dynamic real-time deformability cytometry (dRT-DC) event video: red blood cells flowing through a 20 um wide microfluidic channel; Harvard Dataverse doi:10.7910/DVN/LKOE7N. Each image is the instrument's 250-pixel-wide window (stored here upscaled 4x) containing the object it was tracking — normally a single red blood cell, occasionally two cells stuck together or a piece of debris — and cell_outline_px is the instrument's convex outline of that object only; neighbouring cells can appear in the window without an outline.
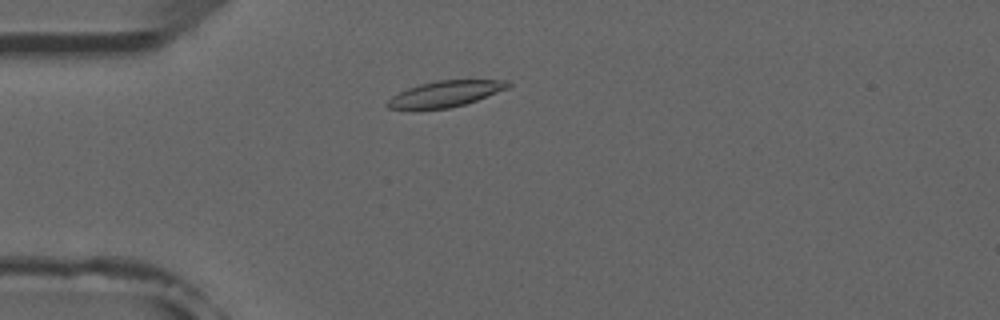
{"species": "common noctule bat (a hibernating species)", "species_latin": "Nyctalus noctula", "temperature_condition": "room temperature", "stored_images_in_passage": 6, "camera_frame_rate_fps": 3000, "um_per_image_px": 0.085, "animal": {"sex": "male", "forearm_length_mm": 52.5}, "frame": {"image": 1, "passage_image": 3, "time_ms": 2.333, "image_size_px": [1000, 320], "cell_outline_px": [[512, 84], [508, 88], [476, 100], [464, 104], [448, 108], [388, 108], [384, 104], [392, 96], [408, 88], [420, 84], [436, 80], [508, 80]], "centroid_in_image_um": [37.88, 7.95], "position_along_channel_um": 47.1, "area_um2": 17.86}}
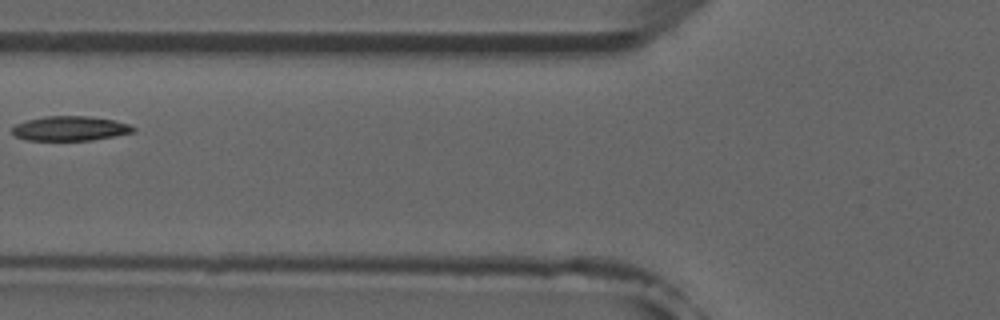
{"frame": {"image": 2, "passage_image": 5, "time_ms": 4.667, "image_size_px": [1000, 320], "cell_outline_px": [[136, 132], [92, 140], [28, 140], [16, 136], [12, 132], [12, 128], [16, 124], [28, 120], [44, 116], [88, 116], [112, 120], [128, 124], [136, 128]], "centroid_in_image_um": [5.98, 10.92], "position_along_channel_um": 119.8, "area_um2": 17.22}}
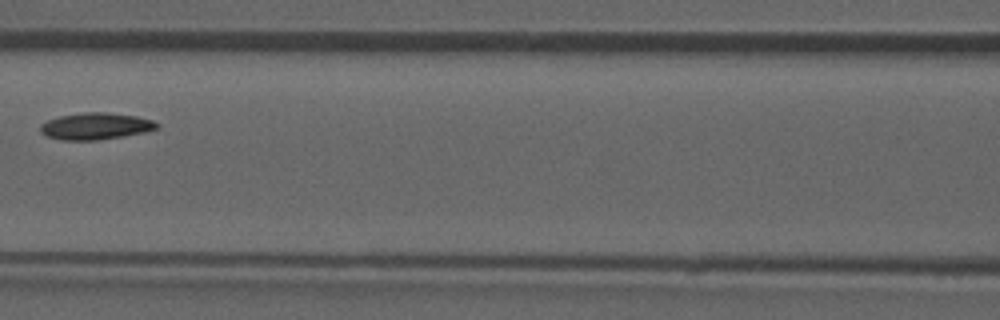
{"frame": {"image": 3, "passage_image": 6, "time_ms": 5.667, "image_size_px": [1000, 320], "cell_outline_px": [[160, 128], [144, 132], [124, 136], [96, 140], [60, 140], [48, 136], [40, 132], [40, 124], [48, 120], [60, 116], [80, 112], [104, 112], [136, 116], [152, 120], [160, 124]], "centroid_in_image_um": [8.14, 10.72], "position_along_channel_um": 158.5, "area_um2": 18.21}}